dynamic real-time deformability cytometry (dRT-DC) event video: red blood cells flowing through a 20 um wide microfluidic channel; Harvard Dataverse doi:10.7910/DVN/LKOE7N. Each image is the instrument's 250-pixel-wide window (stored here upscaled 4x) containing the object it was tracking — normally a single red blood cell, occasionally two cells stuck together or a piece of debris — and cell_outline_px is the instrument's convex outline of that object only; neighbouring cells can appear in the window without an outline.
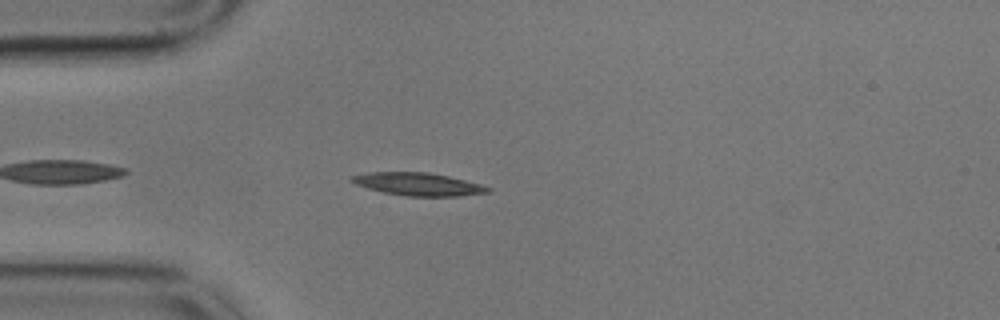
{"species": "common noctule bat (a hibernating species)", "species_latin": "Nyctalus noctula", "temperature_condition": "cold", "stored_images_in_passage": 47, "camera_frame_rate_fps": 3000, "um_per_image_px": 0.085, "animal": {"sex": "male", "body_mass_g": 17.9}, "frame": {"image": 1, "passage_image": 4, "time_ms": 1.0, "image_size_px": [1000, 320], "cell_outline_px": [[492, 188], [488, 192], [460, 196], [408, 196], [384, 192], [368, 188], [356, 184], [348, 180], [348, 176], [368, 172], [428, 172], [448, 176], [480, 184]], "centroid_in_image_um": [35.5, 15.64], "position_along_channel_um": 49.5, "area_um2": 18.03}}
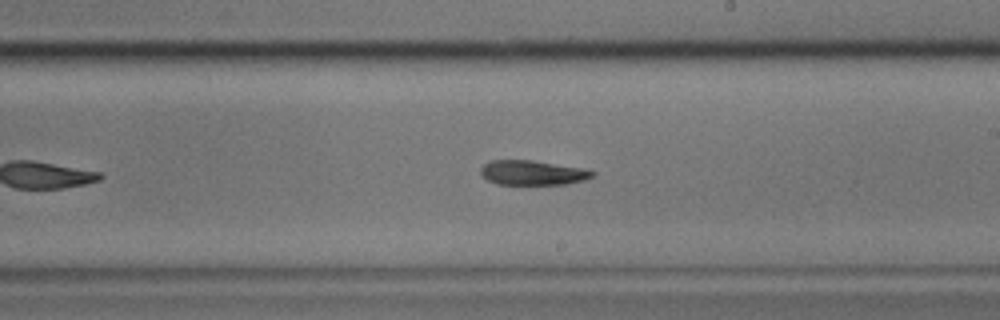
{"frame": {"image": 2, "passage_image": 22, "time_ms": 7.0, "image_size_px": [1000, 320], "cell_outline_px": [[596, 176], [584, 180], [568, 184], [496, 184], [488, 180], [480, 172], [480, 168], [484, 164], [492, 160], [532, 160], [584, 168], [596, 172]], "centroid_in_image_um": [45.31, 14.68], "position_along_channel_um": 243.7, "area_um2": 16.13}}
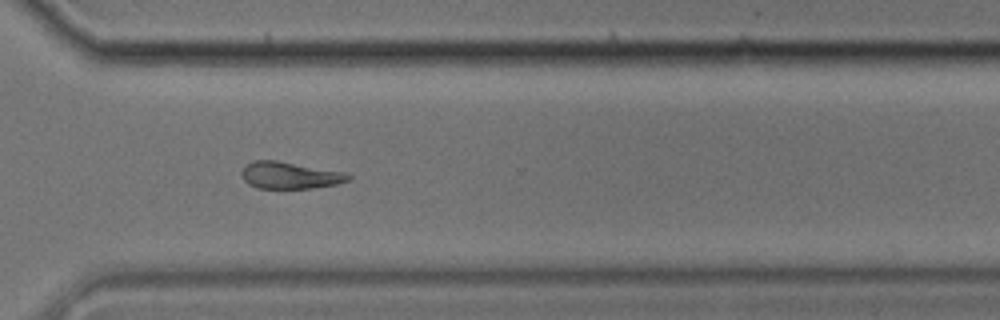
{"frame": {"image": 3, "passage_image": 31, "time_ms": 10.0, "image_size_px": [1000, 320], "cell_outline_px": [[352, 180], [336, 184], [312, 188], [256, 188], [248, 184], [244, 180], [240, 172], [252, 160], [276, 160], [348, 172], [352, 176]], "centroid_in_image_um": [24.69, 14.9], "position_along_channel_um": 345.9, "area_um2": 16.94}, "authors_computed_cell_mechanics": {"area_um2": 17.2822, "velocity_mm_per_s": 3.4083, "shape_relaxation_time_tau1_ms": 6.1785, "shape_relaxation_time_tau2_ms": null, "deformation_change_tau1": 0.19, "deformation_change_tau2": null}}